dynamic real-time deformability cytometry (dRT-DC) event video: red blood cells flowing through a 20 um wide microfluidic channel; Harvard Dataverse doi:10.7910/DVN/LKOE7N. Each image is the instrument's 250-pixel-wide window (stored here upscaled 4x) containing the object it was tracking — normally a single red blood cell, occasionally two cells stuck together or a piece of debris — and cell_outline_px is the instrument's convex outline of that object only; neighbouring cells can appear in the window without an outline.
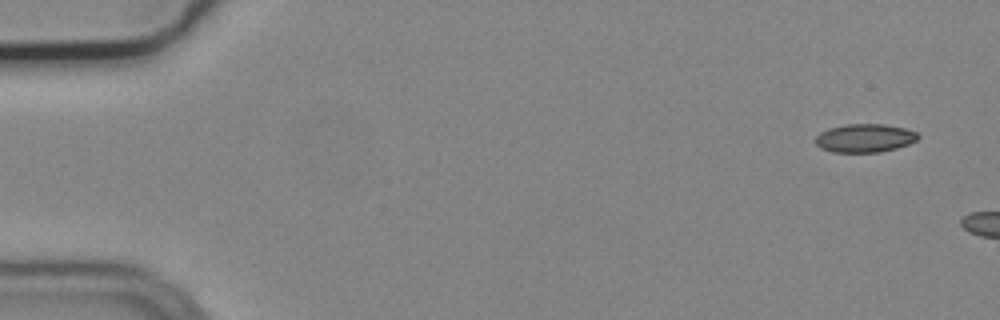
{"species": "common noctule bat (a hibernating species)", "species_latin": "Nyctalus noctula", "temperature_condition": "cold", "stored_images_in_passage": 2, "camera_frame_rate_fps": 3000, "um_per_image_px": 0.085, "animal": {"sex": "male", "body_mass_g": 19.2, "forearm_length_mm": 51.8}, "frame": {"image": 1, "passage_image": 1, "time_ms": 0.0, "image_size_px": [1000, 320], "cell_outline_px": [[920, 136], [916, 140], [908, 144], [896, 148], [880, 152], [832, 152], [820, 148], [816, 144], [816, 136], [820, 132], [828, 128], [844, 124], [884, 124], [904, 128], [916, 132]], "centroid_in_image_um": [73.48, 11.73], "position_along_channel_um": 11.5, "area_um2": 16.99}}